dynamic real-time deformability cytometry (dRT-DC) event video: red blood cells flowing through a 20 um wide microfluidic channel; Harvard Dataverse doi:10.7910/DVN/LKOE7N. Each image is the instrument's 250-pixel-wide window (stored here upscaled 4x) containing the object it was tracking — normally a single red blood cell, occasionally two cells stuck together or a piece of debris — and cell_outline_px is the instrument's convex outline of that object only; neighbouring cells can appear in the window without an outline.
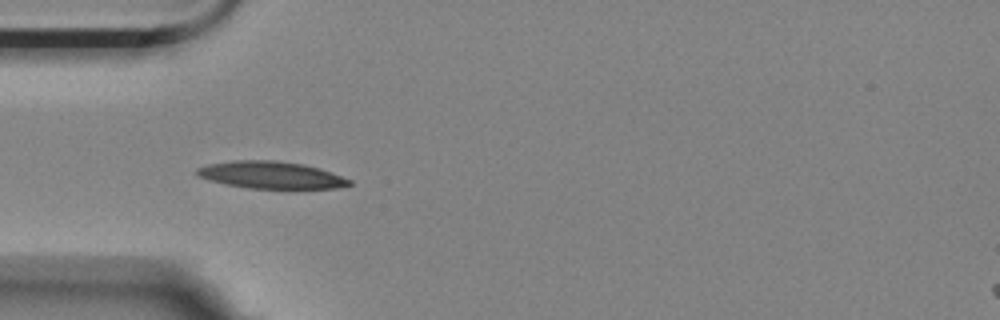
{"species": "Egyptian fruit bat (a non-hibernating species)", "species_latin": "Rousettus aegyptiacus", "temperature_condition": "room temperature", "stored_images_in_passage": 10, "camera_frame_rate_fps": 3000, "um_per_image_px": 0.085, "animal": {"sex": "female"}, "frame": {"image": 1, "passage_image": 4, "time_ms": 1.0, "image_size_px": [1000, 320], "cell_outline_px": [[352, 184], [336, 188], [248, 188], [208, 180], [196, 176], [196, 168], [208, 164], [232, 160], [276, 160], [304, 164], [320, 168], [352, 180]], "centroid_in_image_um": [23.01, 14.86], "position_along_channel_um": 62.0, "area_um2": 24.1}}
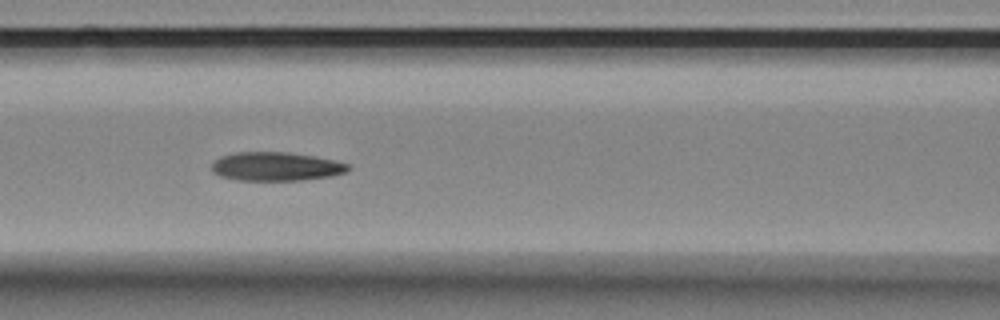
{"frame": {"image": 2, "passage_image": 6, "time_ms": 1.667, "image_size_px": [1000, 320], "cell_outline_px": [[352, 168], [348, 172], [332, 176], [300, 180], [236, 180], [220, 176], [212, 172], [212, 164], [220, 156], [236, 152], [288, 152], [316, 156], [348, 164]], "centroid_in_image_um": [23.48, 14.15], "position_along_channel_um": 143.1, "area_um2": 22.95}}
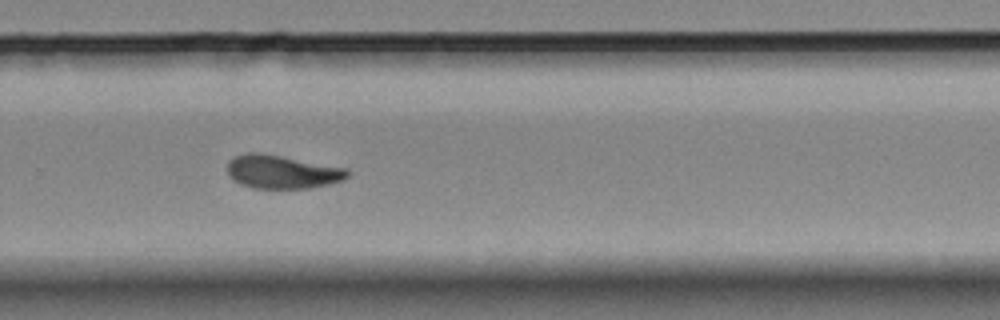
{"frame": {"image": 3, "passage_image": 10, "time_ms": 3.0, "image_size_px": [1000, 320], "cell_outline_px": [[348, 176], [344, 180], [312, 188], [256, 188], [244, 184], [228, 176], [228, 160], [244, 152], [260, 152], [348, 168]], "centroid_in_image_um": [24.0, 14.59], "position_along_channel_um": 305.8, "area_um2": 23.35}}